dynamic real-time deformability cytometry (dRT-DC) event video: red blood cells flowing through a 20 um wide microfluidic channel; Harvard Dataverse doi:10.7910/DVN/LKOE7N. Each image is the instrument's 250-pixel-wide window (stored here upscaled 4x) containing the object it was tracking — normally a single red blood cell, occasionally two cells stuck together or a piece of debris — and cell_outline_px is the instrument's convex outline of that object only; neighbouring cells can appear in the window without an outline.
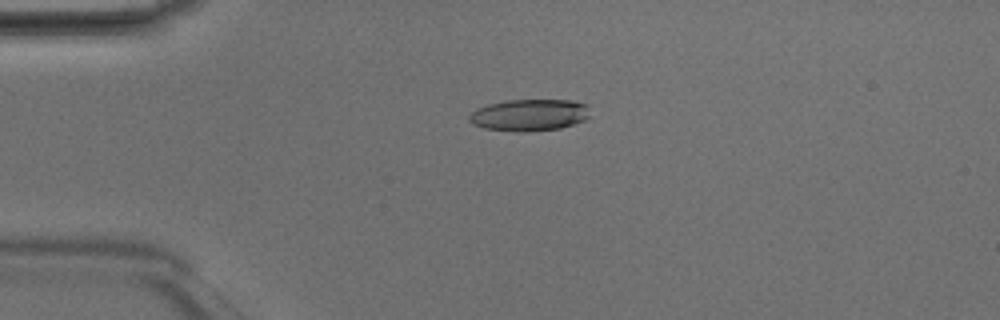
{"species": "Egyptian fruit bat (a non-hibernating species)", "species_latin": "Rousettus aegyptiacus", "temperature_condition": "room temperature", "stored_images_in_passage": 49, "camera_frame_rate_fps": 3000, "um_per_image_px": 0.085, "animal": {"sex": "male"}, "frame": {"image": 1, "passage_image": 12, "time_ms": 3.667, "image_size_px": [1000, 320], "cell_outline_px": [[588, 116], [584, 120], [560, 128], [528, 132], [516, 132], [484, 128], [472, 124], [468, 120], [468, 116], [476, 108], [488, 104], [508, 100], [572, 100], [588, 104]], "centroid_in_image_um": [44.96, 9.78], "position_along_channel_um": 40.0, "area_um2": 22.48}}
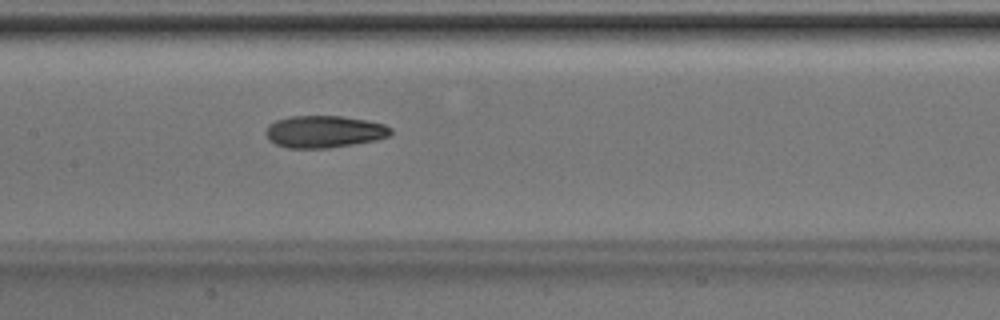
{"frame": {"image": 2, "passage_image": 24, "time_ms": 7.667, "image_size_px": [1000, 320], "cell_outline_px": [[392, 132], [388, 136], [376, 140], [328, 148], [288, 148], [276, 144], [268, 140], [264, 132], [268, 124], [276, 120], [288, 116], [340, 116], [364, 120], [384, 124], [392, 128]], "centroid_in_image_um": [27.51, 11.19], "position_along_channel_um": 179.9, "area_um2": 23.41}}
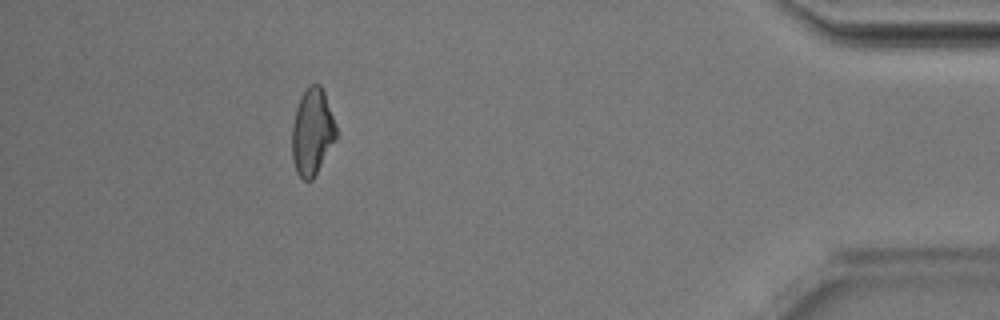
{"frame": {"image": 3, "passage_image": 44, "time_ms": 14.333, "image_size_px": [1000, 320], "cell_outline_px": [[336, 140], [312, 180], [304, 180], [296, 172], [292, 160], [292, 124], [296, 108], [300, 96], [308, 84], [320, 84], [324, 92], [336, 124]], "centroid_in_image_um": [26.53, 11.2], "position_along_channel_um": 408.7, "area_um2": 22.43}, "authors_computed_cell_mechanics": {"area_um2": 23.0622, "velocity_mm_per_s": 4.2332, "shape_relaxation_time_tau1_ms": 5.6099, "shape_relaxation_time_tau2_ms": 3.2529, "deformation_change_tau1": 0.1668, "deformation_change_tau2": 0.1125}}